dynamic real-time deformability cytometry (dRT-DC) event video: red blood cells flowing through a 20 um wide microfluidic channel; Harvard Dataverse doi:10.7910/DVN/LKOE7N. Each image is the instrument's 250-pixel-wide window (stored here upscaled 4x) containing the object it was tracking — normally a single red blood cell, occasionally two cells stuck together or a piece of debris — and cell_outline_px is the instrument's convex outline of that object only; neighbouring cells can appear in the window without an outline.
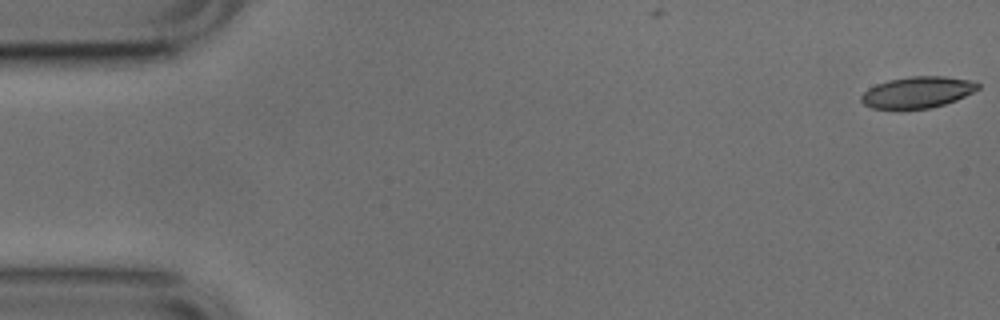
{"species": "common noctule bat (a hibernating species)", "species_latin": "Nyctalus noctula", "temperature_condition": "cold", "stored_images_in_passage": 8, "camera_frame_rate_fps": 3000, "um_per_image_px": 0.085, "animal": {"sex": "male", "body_mass_g": 17.9, "forearm_length_mm": 54.2}, "frame": {"image": 1, "passage_image": 1, "time_ms": 0.0, "image_size_px": [1000, 320], "cell_outline_px": [[980, 88], [956, 100], [932, 108], [900, 112], [872, 108], [864, 104], [860, 100], [860, 96], [868, 88], [876, 84], [888, 80], [912, 76], [944, 76], [976, 80], [980, 84]], "centroid_in_image_um": [77.96, 7.88], "position_along_channel_um": 7.0, "area_um2": 22.2}}